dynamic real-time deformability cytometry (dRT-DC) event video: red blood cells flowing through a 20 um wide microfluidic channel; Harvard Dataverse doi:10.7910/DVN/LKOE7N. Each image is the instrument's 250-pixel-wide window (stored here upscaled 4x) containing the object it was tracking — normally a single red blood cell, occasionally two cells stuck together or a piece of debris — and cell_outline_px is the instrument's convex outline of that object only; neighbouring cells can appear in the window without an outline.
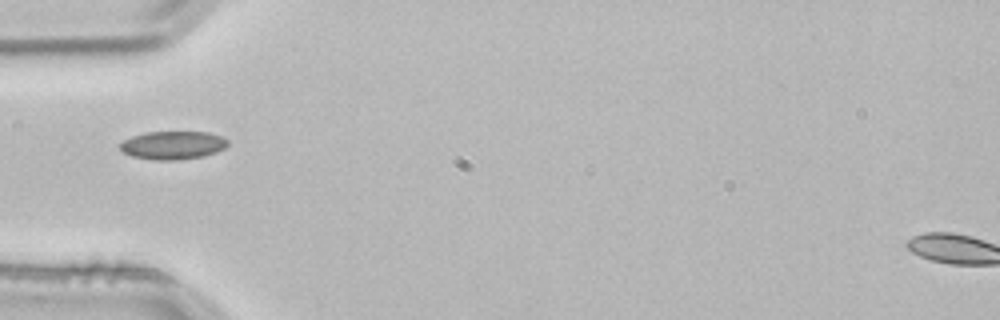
{"species": "common noctule bat (a hibernating species)", "species_latin": "Nyctalus noctula", "temperature_condition": "room temperature", "stored_images_in_passage": 1, "camera_frame_rate_fps": 3000, "um_per_image_px": 0.085, "animal": {"sex": "male", "body_mass_g": 21.5, "forearm_length_mm": 52.0}, "frame": {"image": 1, "passage_image": 1, "time_ms": 0.0, "image_size_px": [1000, 320], "cell_outline_px": [[228, 144], [224, 148], [216, 152], [204, 156], [180, 160], [156, 160], [132, 156], [124, 152], [120, 148], [120, 144], [124, 140], [132, 136], [144, 132], [208, 132], [220, 136], [228, 140]], "centroid_in_image_um": [14.7, 12.34], "position_along_channel_um": 70.3, "area_um2": 17.69}}